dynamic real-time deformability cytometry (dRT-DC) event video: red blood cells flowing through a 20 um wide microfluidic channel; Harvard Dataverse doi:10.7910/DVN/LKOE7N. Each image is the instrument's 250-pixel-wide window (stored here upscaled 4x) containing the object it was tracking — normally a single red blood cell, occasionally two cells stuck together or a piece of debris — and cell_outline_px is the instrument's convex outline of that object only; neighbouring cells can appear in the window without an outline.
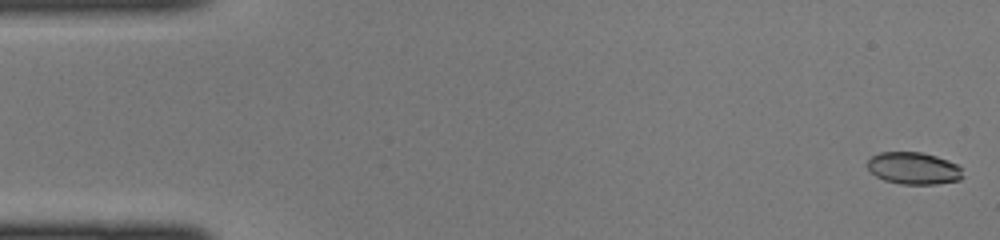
{"species": "common noctule bat (a hibernating species)", "species_latin": "Nyctalus noctula", "temperature_condition": "cold", "stored_images_in_passage": 45, "camera_frame_rate_fps": 3000, "um_per_image_px": 0.085, "animal": {"sex": "female", "body_mass_g": 22.0, "forearm_length_mm": 56.7}, "frame": {"image": 1, "passage_image": 1, "time_ms": 0.0, "image_size_px": [1000, 240], "cell_outline_px": [[964, 176], [960, 180], [936, 184], [900, 184], [884, 180], [876, 176], [864, 164], [872, 156], [880, 152], [920, 152], [936, 156], [948, 160], [956, 164], [960, 168]], "centroid_in_image_um": [77.64, 14.3], "position_along_channel_um": 7.4, "area_um2": 17.92}}
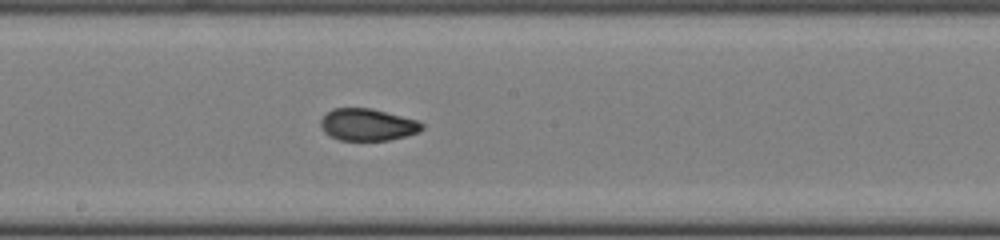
{"frame": {"image": 2, "passage_image": 24, "time_ms": 7.667, "image_size_px": [1000, 240], "cell_outline_px": [[424, 128], [420, 132], [408, 136], [388, 140], [340, 140], [328, 136], [324, 132], [320, 124], [320, 120], [332, 108], [372, 108], [416, 120], [424, 124]], "centroid_in_image_um": [31.25, 10.6], "position_along_channel_um": 216.9, "area_um2": 19.02}}
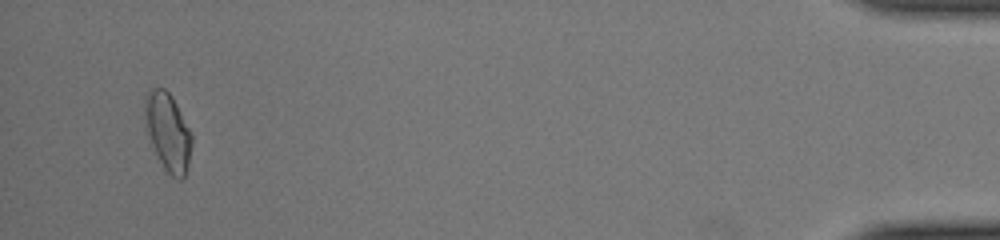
{"frame": {"image": 3, "passage_image": 43, "time_ms": 14.0, "image_size_px": [1000, 240], "cell_outline_px": [[192, 144], [188, 164], [184, 176], [180, 180], [176, 180], [164, 168], [152, 144], [144, 124], [144, 96], [148, 88], [164, 88], [172, 96], [192, 136]], "centroid_in_image_um": [14.24, 11.17], "position_along_channel_um": 421.0, "area_um2": 21.15}}